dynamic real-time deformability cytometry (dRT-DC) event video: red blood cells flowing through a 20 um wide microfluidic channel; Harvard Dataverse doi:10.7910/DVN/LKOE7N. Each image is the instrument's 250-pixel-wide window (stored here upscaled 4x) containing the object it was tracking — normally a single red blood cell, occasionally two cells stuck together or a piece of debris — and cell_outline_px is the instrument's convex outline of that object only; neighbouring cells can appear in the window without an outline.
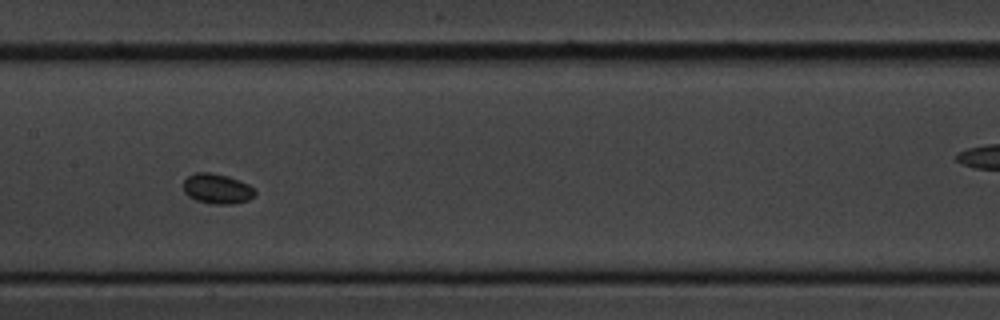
{"species": "common noctule bat (a hibernating species)", "species_latin": "Nyctalus noctula", "temperature_condition": "cold", "stored_images_in_passage": 9, "camera_frame_rate_fps": 3000, "um_per_image_px": 0.085, "animal": {"sex": "male", "body_mass_g": 20.1, "forearm_length_mm": 53.5}, "frame": {"image": 1, "passage_image": 6, "time_ms": 7.0, "image_size_px": [1000, 320], "cell_outline_px": [[256, 192], [248, 200], [232, 204], [216, 204], [196, 200], [188, 196], [184, 192], [184, 180], [188, 176], [196, 172], [212, 172], [228, 176], [240, 180], [256, 188]], "centroid_in_image_um": [18.47, 16.03], "position_along_channel_um": 188.9, "area_um2": 12.6}}
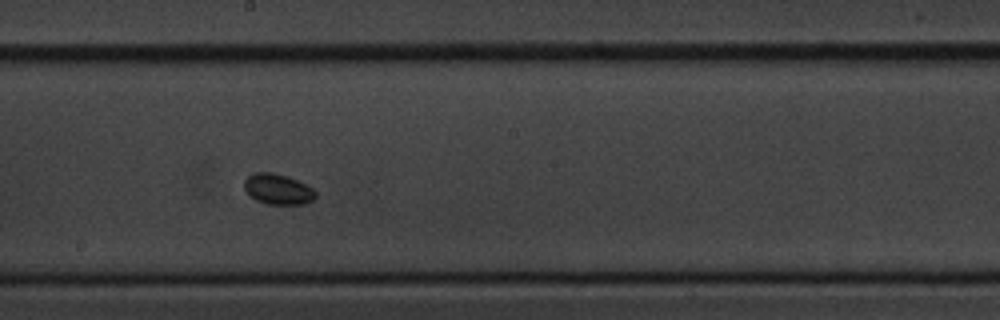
{"frame": {"image": 2, "passage_image": 7, "time_ms": 8.0, "image_size_px": [1000, 320], "cell_outline_px": [[316, 196], [312, 200], [304, 204], [268, 204], [256, 200], [244, 188], [244, 180], [252, 172], [272, 172], [308, 184], [316, 192]], "centroid_in_image_um": [23.62, 16.07], "position_along_channel_um": 224.6, "area_um2": 12.6}}
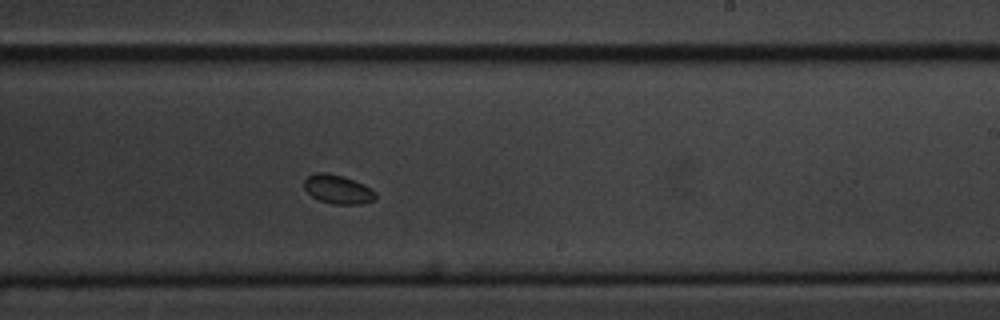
{"frame": {"image": 3, "passage_image": 8, "time_ms": 9.0, "image_size_px": [1000, 320], "cell_outline_px": [[376, 200], [360, 204], [332, 204], [320, 200], [312, 196], [304, 188], [304, 180], [308, 176], [316, 172], [328, 172], [344, 176], [364, 184], [372, 188], [376, 192]], "centroid_in_image_um": [28.74, 16.08], "position_along_channel_um": 260.3, "area_um2": 12.2}}